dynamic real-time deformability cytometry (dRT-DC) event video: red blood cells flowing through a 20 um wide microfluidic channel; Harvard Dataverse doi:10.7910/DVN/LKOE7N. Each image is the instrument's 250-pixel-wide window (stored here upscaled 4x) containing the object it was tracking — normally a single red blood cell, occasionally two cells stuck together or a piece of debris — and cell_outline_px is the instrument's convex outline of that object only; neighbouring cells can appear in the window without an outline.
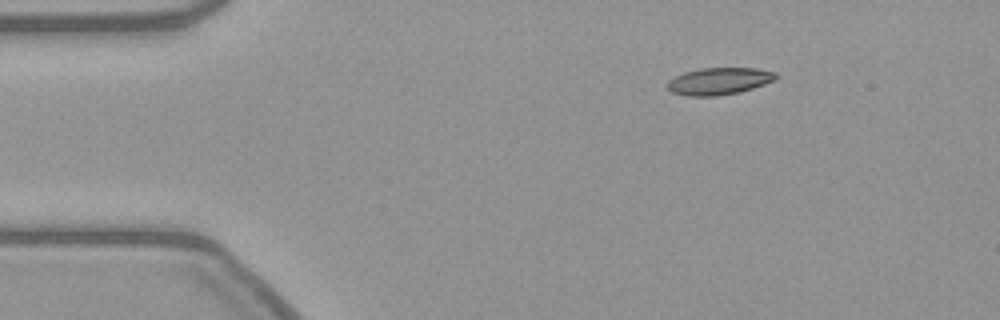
{"species": "common noctule bat (a hibernating species)", "species_latin": "Nyctalus noctula", "temperature_condition": "warm", "stored_images_in_passage": 3, "camera_frame_rate_fps": 3000, "um_per_image_px": 0.085, "animal": {"sex": "female", "body_mass_g": 21.9}, "frame": {"image": 1, "passage_image": 1, "time_ms": 0.0, "image_size_px": [1000, 320], "cell_outline_px": [[780, 76], [776, 80], [740, 92], [716, 96], [688, 96], [672, 92], [668, 88], [668, 80], [684, 72], [700, 68], [756, 68], [776, 72]], "centroid_in_image_um": [61.16, 6.89], "position_along_channel_um": 23.8, "area_um2": 17.17}}